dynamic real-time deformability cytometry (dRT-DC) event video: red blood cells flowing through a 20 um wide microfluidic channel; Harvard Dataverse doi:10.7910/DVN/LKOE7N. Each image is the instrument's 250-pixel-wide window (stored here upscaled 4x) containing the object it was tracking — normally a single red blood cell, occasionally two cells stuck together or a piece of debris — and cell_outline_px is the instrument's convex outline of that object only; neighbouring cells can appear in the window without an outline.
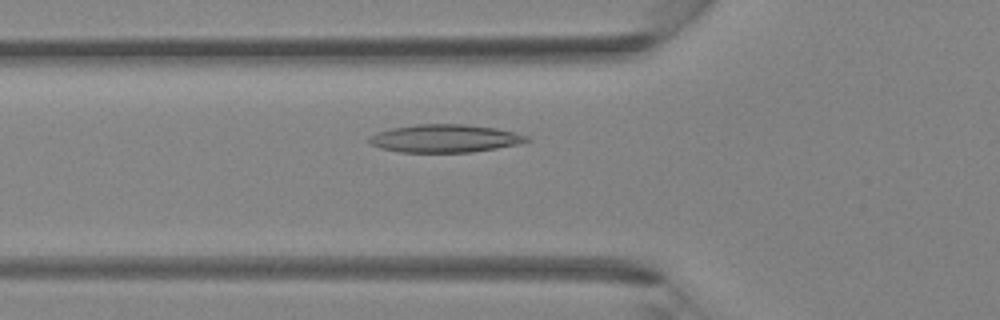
{"species": "Egyptian fruit bat (a non-hibernating species)", "species_latin": "Rousettus aegyptiacus", "temperature_condition": "room temperature", "stored_images_in_passage": 42, "camera_frame_rate_fps": 3000, "um_per_image_px": 0.085, "animal": {"sex": "female"}, "frame": {"image": 1, "passage_image": 15, "time_ms": 4.667, "image_size_px": [1000, 320], "cell_outline_px": [[532, 140], [516, 144], [496, 148], [472, 152], [400, 152], [380, 148], [372, 144], [368, 140], [376, 132], [392, 128], [416, 124], [464, 124], [496, 128], [528, 136]], "centroid_in_image_um": [37.81, 11.76], "position_along_channel_um": 88.0, "area_um2": 25.43}}
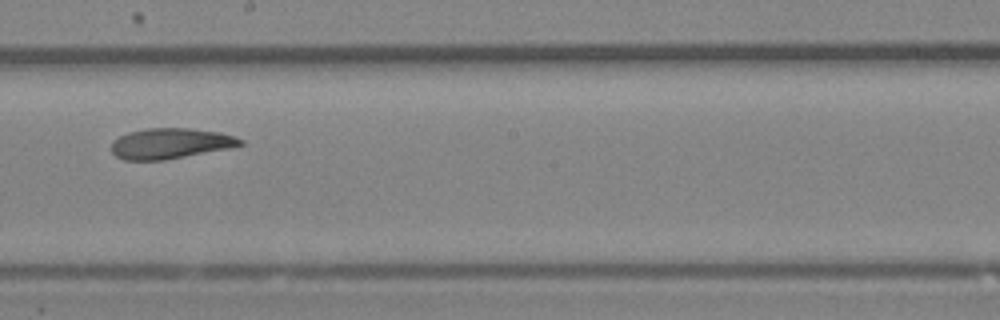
{"frame": {"image": 2, "passage_image": 24, "time_ms": 7.667, "image_size_px": [1000, 320], "cell_outline_px": [[244, 144], [232, 148], [164, 160], [124, 160], [116, 156], [112, 152], [112, 140], [128, 132], [148, 128], [188, 128], [220, 132], [236, 136], [244, 140]], "centroid_in_image_um": [14.52, 12.19], "position_along_channel_um": 233.7, "area_um2": 23.12}}
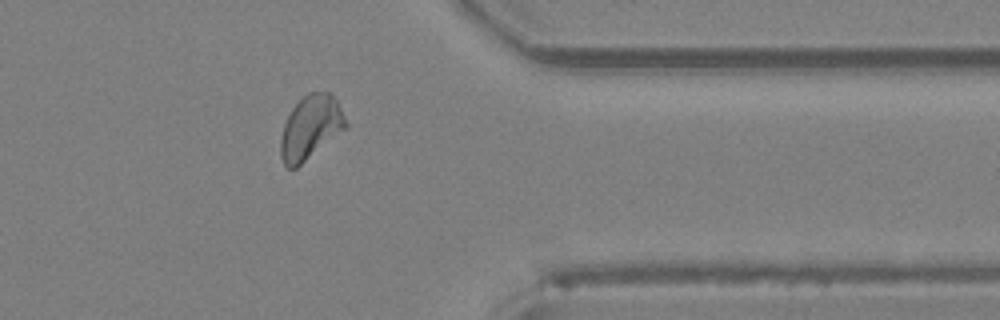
{"frame": {"image": 3, "passage_image": 34, "time_ms": 11.0, "image_size_px": [1000, 320], "cell_outline_px": [[348, 128], [296, 168], [288, 168], [284, 164], [280, 156], [280, 136], [284, 124], [292, 108], [308, 92], [328, 92], [336, 100], [348, 124]], "centroid_in_image_um": [26.4, 10.86], "position_along_channel_um": 385.0, "area_um2": 24.16}}